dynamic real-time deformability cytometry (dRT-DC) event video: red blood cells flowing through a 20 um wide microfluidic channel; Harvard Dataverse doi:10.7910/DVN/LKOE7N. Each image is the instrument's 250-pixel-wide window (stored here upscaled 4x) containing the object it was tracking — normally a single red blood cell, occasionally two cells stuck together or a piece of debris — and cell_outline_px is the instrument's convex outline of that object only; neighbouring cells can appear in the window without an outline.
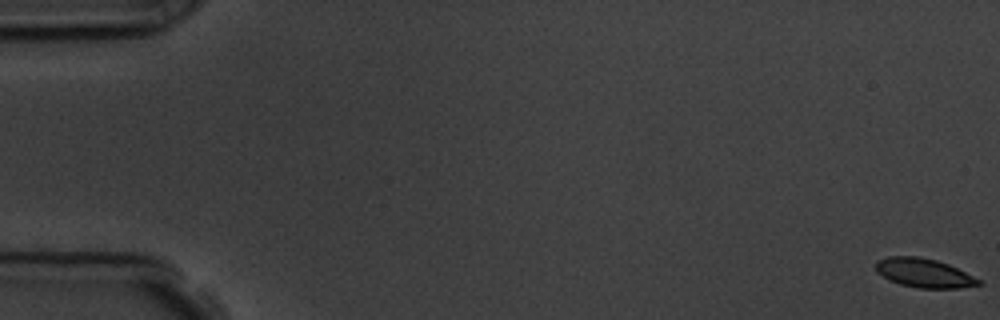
{"species": "common noctule bat (a hibernating species)", "species_latin": "Nyctalus noctula", "temperature_condition": "room temperature", "stored_images_in_passage": 59, "camera_frame_rate_fps": 3000, "um_per_image_px": 0.085, "animal": {"sex": "male", "body_mass_g": 19.5, "forearm_length_mm": 54.6}, "frame": {"image": 1, "passage_image": 1, "time_ms": 0.0, "image_size_px": [1000, 320], "cell_outline_px": [[984, 284], [960, 288], [920, 288], [900, 284], [888, 280], [876, 272], [876, 260], [888, 256], [916, 256], [936, 260], [948, 264], [980, 280]], "centroid_in_image_um": [78.5, 23.2], "position_along_channel_um": 6.5, "area_um2": 17.34}}
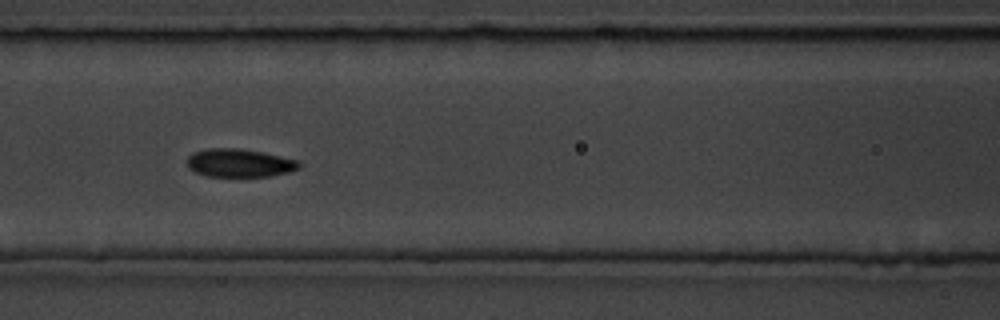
{"frame": {"image": 2, "passage_image": 26, "time_ms": 8.333, "image_size_px": [1000, 320], "cell_outline_px": [[300, 168], [288, 172], [272, 176], [204, 176], [188, 168], [188, 156], [192, 152], [208, 148], [240, 148], [300, 160]], "centroid_in_image_um": [20.35, 13.85], "position_along_channel_um": 146.3, "area_um2": 18.44}}
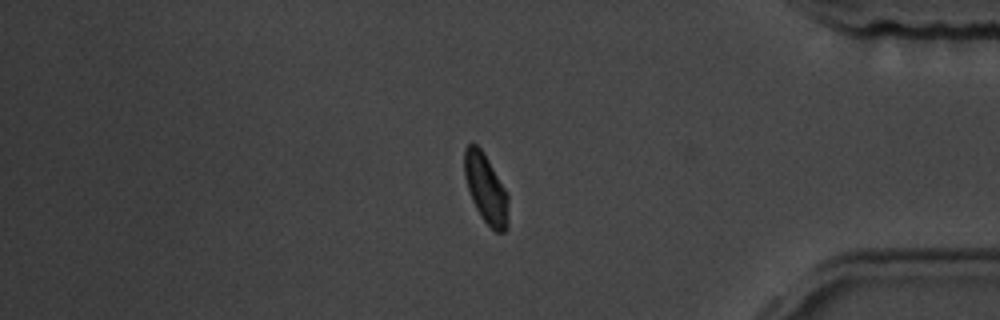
{"frame": {"image": 3, "passage_image": 49, "time_ms": 16.0, "image_size_px": [1000, 320], "cell_outline_px": [[508, 228], [504, 232], [496, 232], [480, 216], [472, 200], [464, 176], [464, 148], [472, 140], [484, 152], [508, 192]], "centroid_in_image_um": [41.3, 16.0], "position_along_channel_um": 393.9, "area_um2": 18.03}, "authors_computed_cell_mechanics": {"area_um2": 17.918, "velocity_mm_per_s": 3.5897, "shape_relaxation_time_tau1_ms": 4.0066, "shape_relaxation_time_tau2_ms": 2.2691, "deformation_change_tau1": 0.1461, "deformation_change_tau2": 0.0661}}